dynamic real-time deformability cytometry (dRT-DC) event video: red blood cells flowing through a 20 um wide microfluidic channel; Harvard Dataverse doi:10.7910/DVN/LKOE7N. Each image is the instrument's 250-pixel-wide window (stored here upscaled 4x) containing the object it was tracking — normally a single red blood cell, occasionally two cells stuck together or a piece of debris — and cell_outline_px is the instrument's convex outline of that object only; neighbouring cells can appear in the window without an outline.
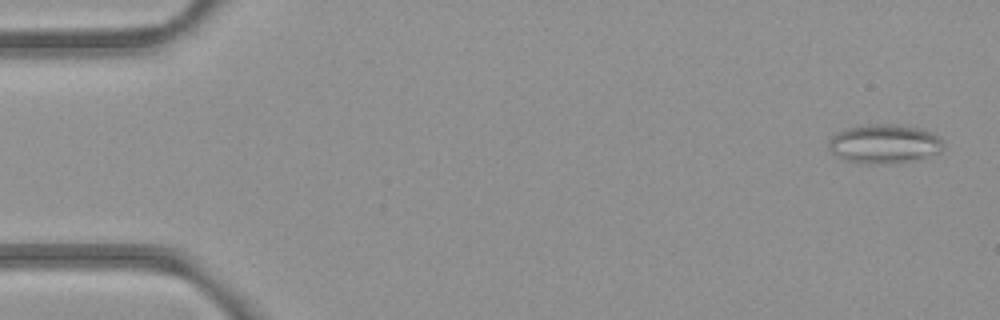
{"species": "common noctule bat (a hibernating species)", "species_latin": "Nyctalus noctula", "temperature_condition": "room temperature", "stored_images_in_passage": 5, "camera_frame_rate_fps": 3000, "um_per_image_px": 0.085, "animal": {"sex": "female", "body_mass_g": 21.9}, "frame": {"image": 1, "passage_image": 1, "time_ms": 0.0, "image_size_px": [1000, 320], "cell_outline_px": [[944, 148], [936, 152], [912, 160], [872, 164], [868, 164], [844, 160], [832, 152], [828, 148], [828, 144], [832, 136], [836, 132], [844, 128], [860, 124], [896, 124], [924, 128], [940, 136], [944, 140]], "centroid_in_image_um": [75.15, 12.18], "position_along_channel_um": 9.9, "area_um2": 26.24}}